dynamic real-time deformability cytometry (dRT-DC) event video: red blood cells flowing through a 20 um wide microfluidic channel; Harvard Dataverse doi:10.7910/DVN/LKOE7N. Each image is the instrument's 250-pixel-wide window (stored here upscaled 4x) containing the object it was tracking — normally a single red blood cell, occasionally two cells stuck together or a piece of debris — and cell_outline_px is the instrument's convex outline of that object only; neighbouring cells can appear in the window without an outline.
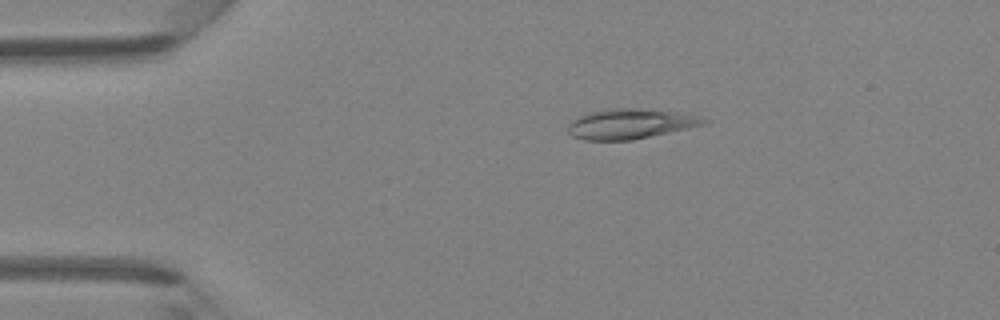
{"species": "Egyptian fruit bat (a non-hibernating species)", "species_latin": "Rousettus aegyptiacus", "temperature_condition": "room temperature", "stored_images_in_passage": 3, "camera_frame_rate_fps": 3000, "um_per_image_px": 0.085, "animal": {"sex": "female"}, "frame": {"image": 1, "passage_image": 2, "time_ms": 1.333, "image_size_px": [1000, 320], "cell_outline_px": [[712, 120], [704, 124], [688, 128], [632, 140], [584, 140], [572, 136], [568, 132], [568, 124], [576, 116], [588, 112], [604, 108], [640, 108], [676, 112], [696, 116]], "centroid_in_image_um": [53.51, 10.51], "position_along_channel_um": 31.5, "area_um2": 23.87}}